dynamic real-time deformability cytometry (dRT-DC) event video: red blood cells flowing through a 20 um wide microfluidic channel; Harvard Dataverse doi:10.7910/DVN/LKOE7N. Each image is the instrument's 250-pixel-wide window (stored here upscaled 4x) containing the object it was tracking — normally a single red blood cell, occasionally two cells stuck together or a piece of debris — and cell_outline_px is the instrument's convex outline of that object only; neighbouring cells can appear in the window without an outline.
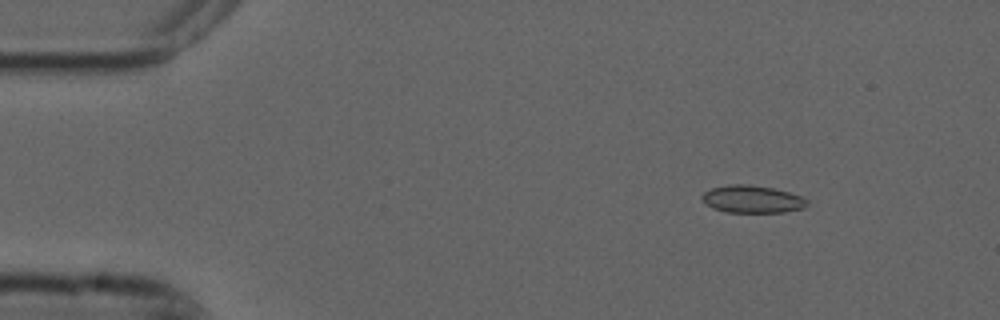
{"species": "common noctule bat (a hibernating species)", "species_latin": "Nyctalus noctula", "temperature_condition": "cold", "stored_images_in_passage": 4, "camera_frame_rate_fps": 3000, "um_per_image_px": 0.085, "animal": {"sex": "male", "forearm_length_mm": 52.5}, "frame": {"image": 1, "passage_image": 2, "time_ms": 0.333, "image_size_px": [1000, 320], "cell_outline_px": [[808, 204], [804, 208], [784, 212], [724, 212], [712, 208], [704, 204], [700, 196], [704, 192], [712, 188], [728, 184], [748, 184], [772, 188], [788, 192], [800, 196], [808, 200]], "centroid_in_image_um": [63.89, 16.93], "position_along_channel_um": 21.1, "area_um2": 16.94}}